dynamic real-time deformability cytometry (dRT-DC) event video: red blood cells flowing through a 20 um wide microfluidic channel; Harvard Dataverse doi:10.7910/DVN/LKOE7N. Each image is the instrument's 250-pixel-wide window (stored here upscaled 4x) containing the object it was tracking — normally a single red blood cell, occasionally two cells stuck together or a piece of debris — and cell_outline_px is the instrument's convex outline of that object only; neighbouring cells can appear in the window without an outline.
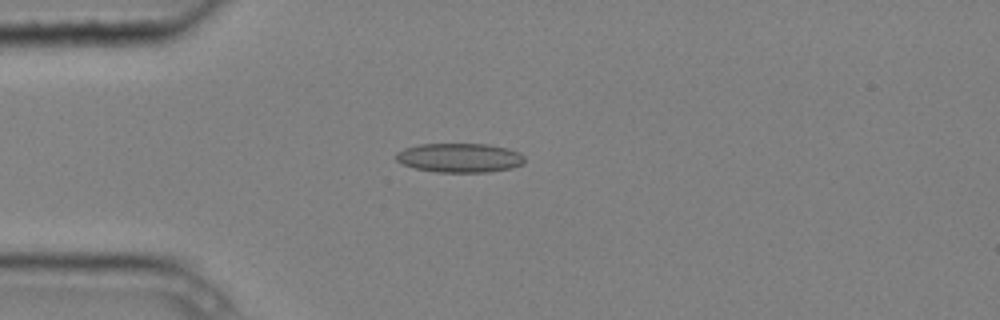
{"species": "common noctule bat (a hibernating species)", "species_latin": "Nyctalus noctula", "temperature_condition": "cold", "stored_images_in_passage": 4, "camera_frame_rate_fps": 3000, "um_per_image_px": 0.085, "animal": {"sex": "male", "body_mass_g": 20.4}, "frame": {"image": 1, "passage_image": 4, "time_ms": 1.0, "image_size_px": [1000, 320], "cell_outline_px": [[524, 164], [512, 168], [488, 172], [440, 172], [416, 168], [404, 164], [396, 160], [396, 152], [404, 148], [420, 144], [488, 144], [508, 148], [520, 152], [524, 156]], "centroid_in_image_um": [39.11, 13.4], "position_along_channel_um": 45.9, "area_um2": 21.91}}